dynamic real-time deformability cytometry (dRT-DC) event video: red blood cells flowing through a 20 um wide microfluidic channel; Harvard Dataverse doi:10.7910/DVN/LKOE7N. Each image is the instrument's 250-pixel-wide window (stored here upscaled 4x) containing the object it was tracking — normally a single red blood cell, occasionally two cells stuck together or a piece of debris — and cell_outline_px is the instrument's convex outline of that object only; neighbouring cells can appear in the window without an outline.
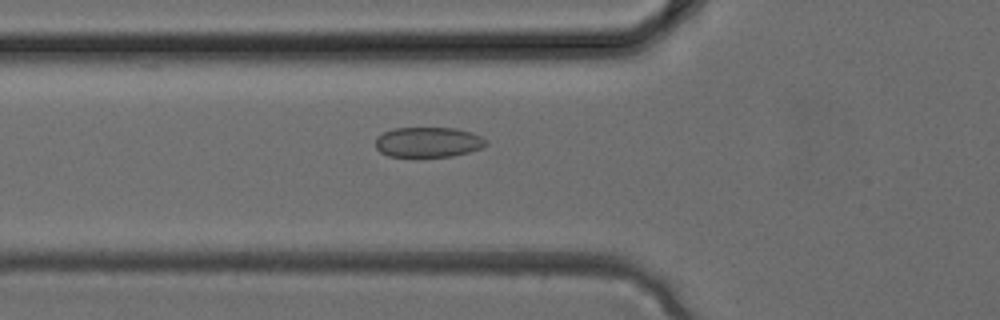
{"species": "common noctule bat (a hibernating species)", "species_latin": "Nyctalus noctula", "temperature_condition": "cold", "stored_images_in_passage": 4, "camera_frame_rate_fps": 3000, "um_per_image_px": 0.085, "animal": {"sex": "female", "body_mass_g": 24.6, "forearm_length_mm": 56.2}, "frame": {"image": 1, "passage_image": 4, "time_ms": 1.0, "image_size_px": [1000, 320], "cell_outline_px": [[488, 144], [480, 148], [468, 152], [452, 156], [388, 156], [380, 152], [376, 148], [376, 136], [392, 128], [456, 128], [472, 132], [488, 140]], "centroid_in_image_um": [36.39, 12.07], "position_along_channel_um": 89.4, "area_um2": 19.42}}